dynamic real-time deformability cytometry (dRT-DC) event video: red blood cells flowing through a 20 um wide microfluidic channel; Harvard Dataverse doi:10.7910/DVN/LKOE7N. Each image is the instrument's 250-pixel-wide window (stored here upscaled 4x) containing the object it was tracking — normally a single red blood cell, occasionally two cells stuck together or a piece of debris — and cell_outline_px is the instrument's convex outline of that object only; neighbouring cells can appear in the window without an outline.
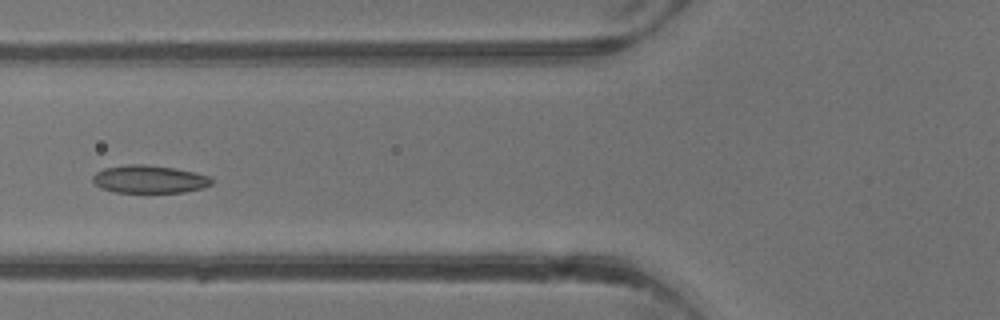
{"species": "common noctule bat (a hibernating species)", "species_latin": "Nyctalus noctula", "temperature_condition": "warm", "stored_images_in_passage": 5, "camera_frame_rate_fps": 3000, "um_per_image_px": 0.085, "animal": {"sex": "male", "body_mass_g": 13.3}, "frame": {"image": 1, "passage_image": 5, "time_ms": 4.667, "image_size_px": [1000, 320], "cell_outline_px": [[212, 184], [204, 188], [184, 192], [148, 196], [116, 192], [100, 188], [92, 180], [92, 176], [96, 172], [104, 168], [128, 164], [144, 164], [176, 168], [196, 172], [212, 176]], "centroid_in_image_um": [12.73, 15.28], "position_along_channel_um": 113.1, "area_um2": 20.46}}